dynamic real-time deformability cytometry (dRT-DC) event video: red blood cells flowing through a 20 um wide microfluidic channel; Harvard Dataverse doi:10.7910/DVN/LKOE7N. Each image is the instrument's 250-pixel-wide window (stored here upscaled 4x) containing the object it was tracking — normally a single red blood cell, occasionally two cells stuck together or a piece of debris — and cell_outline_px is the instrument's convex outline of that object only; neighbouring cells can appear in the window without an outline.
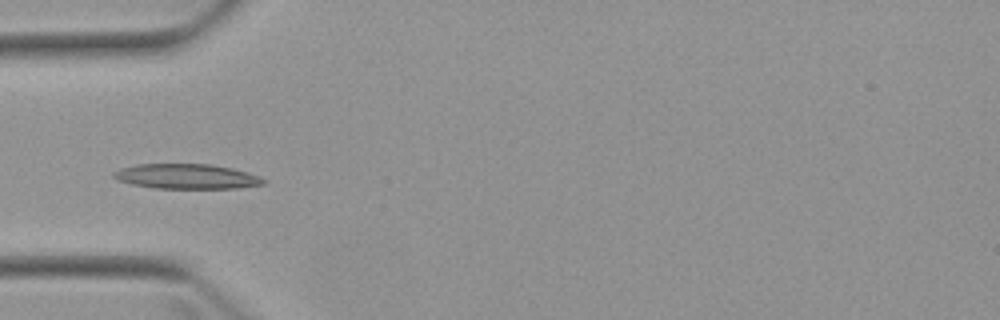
{"species": "Egyptian fruit bat (a non-hibernating species)", "species_latin": "Rousettus aegyptiacus", "temperature_condition": "warm", "stored_images_in_passage": 3, "camera_frame_rate_fps": 3000, "um_per_image_px": 0.085, "animal": {"sex": "female"}, "frame": {"image": 1, "passage_image": 1, "time_ms": 0.0, "image_size_px": [1000, 320], "cell_outline_px": [[264, 184], [236, 188], [152, 188], [132, 184], [116, 180], [112, 176], [112, 172], [120, 168], [136, 164], [212, 164], [232, 168], [260, 176], [264, 180]], "centroid_in_image_um": [15.8, 14.99], "position_along_channel_um": 69.2, "area_um2": 21.79}}
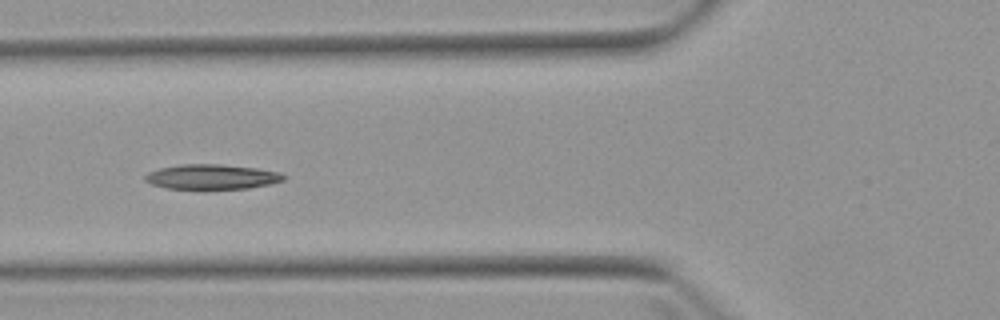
{"frame": {"image": 2, "passage_image": 2, "time_ms": 1.0, "image_size_px": [1000, 320], "cell_outline_px": [[284, 180], [268, 184], [248, 188], [164, 188], [152, 184], [144, 180], [144, 176], [148, 172], [160, 168], [184, 164], [220, 164], [256, 168], [280, 172], [284, 176]], "centroid_in_image_um": [17.98, 15.02], "position_along_channel_um": 107.8, "area_um2": 19.77}}
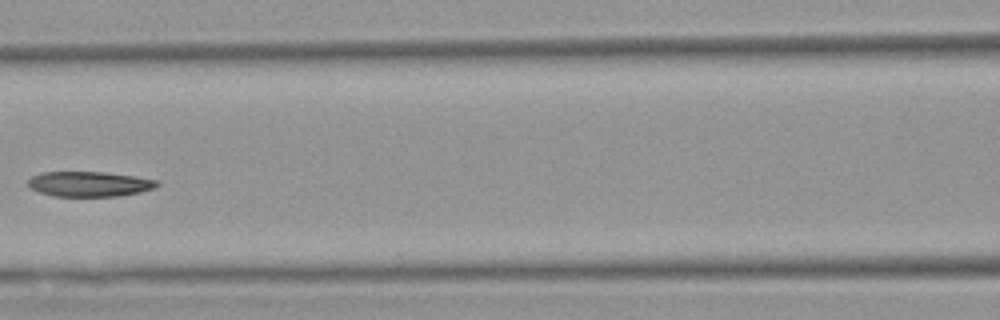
{"frame": {"image": 3, "passage_image": 3, "time_ms": 2.333, "image_size_px": [1000, 320], "cell_outline_px": [[160, 184], [156, 188], [140, 192], [116, 196], [56, 196], [40, 192], [32, 188], [28, 184], [28, 180], [32, 176], [40, 172], [104, 172], [132, 176], [156, 180]], "centroid_in_image_um": [7.6, 15.64], "position_along_channel_um": 159.0, "area_um2": 18.67}}